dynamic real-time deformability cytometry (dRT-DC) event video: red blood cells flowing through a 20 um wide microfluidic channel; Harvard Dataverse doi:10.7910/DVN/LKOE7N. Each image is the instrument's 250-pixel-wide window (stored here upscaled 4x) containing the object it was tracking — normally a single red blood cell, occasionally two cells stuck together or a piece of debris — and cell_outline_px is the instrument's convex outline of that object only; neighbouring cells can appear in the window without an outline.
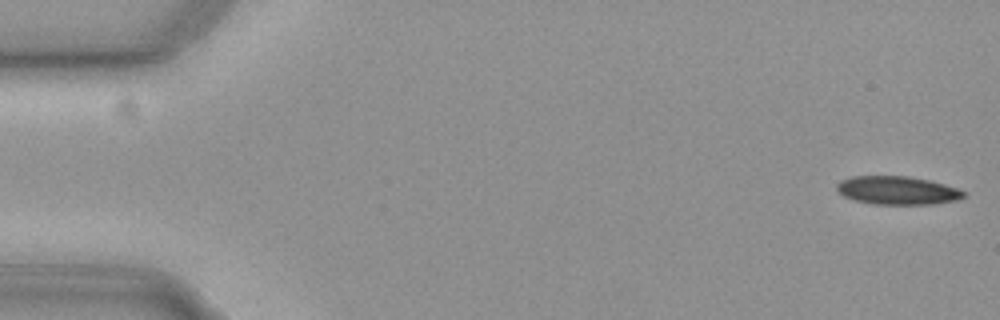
{"species": "common noctule bat (a hibernating species)", "species_latin": "Nyctalus noctula", "temperature_condition": "cold", "stored_images_in_passage": 4, "camera_frame_rate_fps": 3000, "um_per_image_px": 0.085, "animal": {"sex": "female", "body_mass_g": 19.3, "forearm_length_mm": 54.1}, "frame": {"image": 1, "passage_image": 1, "time_ms": 0.0, "image_size_px": [1000, 320], "cell_outline_px": [[964, 196], [956, 200], [936, 204], [872, 204], [856, 200], [844, 196], [836, 188], [836, 184], [840, 180], [852, 176], [908, 176], [928, 180], [944, 184], [956, 188], [964, 192]], "centroid_in_image_um": [76.25, 16.18], "position_along_channel_um": 8.8, "area_um2": 20.81}}